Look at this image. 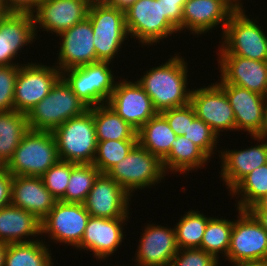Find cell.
<instances>
[{"mask_svg": "<svg viewBox=\"0 0 267 266\" xmlns=\"http://www.w3.org/2000/svg\"><path fill=\"white\" fill-rule=\"evenodd\" d=\"M187 72V62L177 54L163 65L149 69L137 82L151 98L154 109L161 113L190 104L192 90L186 88Z\"/></svg>", "mask_w": 267, "mask_h": 266, "instance_id": "1", "label": "cell"}, {"mask_svg": "<svg viewBox=\"0 0 267 266\" xmlns=\"http://www.w3.org/2000/svg\"><path fill=\"white\" fill-rule=\"evenodd\" d=\"M58 160L53 133L29 129L4 168L12 176L41 177Z\"/></svg>", "mask_w": 267, "mask_h": 266, "instance_id": "2", "label": "cell"}, {"mask_svg": "<svg viewBox=\"0 0 267 266\" xmlns=\"http://www.w3.org/2000/svg\"><path fill=\"white\" fill-rule=\"evenodd\" d=\"M88 107L61 77L50 93L27 114L29 128L53 132L70 118L82 115Z\"/></svg>", "mask_w": 267, "mask_h": 266, "instance_id": "3", "label": "cell"}, {"mask_svg": "<svg viewBox=\"0 0 267 266\" xmlns=\"http://www.w3.org/2000/svg\"><path fill=\"white\" fill-rule=\"evenodd\" d=\"M59 160L76 164H92L97 149L93 113L88 109L82 115L70 118L53 132Z\"/></svg>", "mask_w": 267, "mask_h": 266, "instance_id": "4", "label": "cell"}, {"mask_svg": "<svg viewBox=\"0 0 267 266\" xmlns=\"http://www.w3.org/2000/svg\"><path fill=\"white\" fill-rule=\"evenodd\" d=\"M244 9H237L223 32L220 55H237L247 59L267 61V36L256 21L249 19Z\"/></svg>", "mask_w": 267, "mask_h": 266, "instance_id": "5", "label": "cell"}, {"mask_svg": "<svg viewBox=\"0 0 267 266\" xmlns=\"http://www.w3.org/2000/svg\"><path fill=\"white\" fill-rule=\"evenodd\" d=\"M94 34L97 62H110L127 38L125 11L108 4L90 5L88 15Z\"/></svg>", "mask_w": 267, "mask_h": 266, "instance_id": "6", "label": "cell"}, {"mask_svg": "<svg viewBox=\"0 0 267 266\" xmlns=\"http://www.w3.org/2000/svg\"><path fill=\"white\" fill-rule=\"evenodd\" d=\"M110 62H96L61 72V77L88 107L107 104L116 82ZM68 73V74H67Z\"/></svg>", "mask_w": 267, "mask_h": 266, "instance_id": "7", "label": "cell"}, {"mask_svg": "<svg viewBox=\"0 0 267 266\" xmlns=\"http://www.w3.org/2000/svg\"><path fill=\"white\" fill-rule=\"evenodd\" d=\"M107 174L131 196L133 191L154 186L166 175L162 161L139 143Z\"/></svg>", "mask_w": 267, "mask_h": 266, "instance_id": "8", "label": "cell"}, {"mask_svg": "<svg viewBox=\"0 0 267 266\" xmlns=\"http://www.w3.org/2000/svg\"><path fill=\"white\" fill-rule=\"evenodd\" d=\"M125 21L128 34L144 45L178 32L163 14L162 0H136L125 10Z\"/></svg>", "mask_w": 267, "mask_h": 266, "instance_id": "9", "label": "cell"}, {"mask_svg": "<svg viewBox=\"0 0 267 266\" xmlns=\"http://www.w3.org/2000/svg\"><path fill=\"white\" fill-rule=\"evenodd\" d=\"M238 213L225 259L232 265L267 260V231L248 210L238 209Z\"/></svg>", "mask_w": 267, "mask_h": 266, "instance_id": "10", "label": "cell"}, {"mask_svg": "<svg viewBox=\"0 0 267 266\" xmlns=\"http://www.w3.org/2000/svg\"><path fill=\"white\" fill-rule=\"evenodd\" d=\"M61 78V71L55 67L28 63L19 65L14 89V110L28 114L52 90Z\"/></svg>", "mask_w": 267, "mask_h": 266, "instance_id": "11", "label": "cell"}, {"mask_svg": "<svg viewBox=\"0 0 267 266\" xmlns=\"http://www.w3.org/2000/svg\"><path fill=\"white\" fill-rule=\"evenodd\" d=\"M89 218L90 214L84 204L57 201L41 221V234L48 233L53 241L77 247L84 236Z\"/></svg>", "mask_w": 267, "mask_h": 266, "instance_id": "12", "label": "cell"}, {"mask_svg": "<svg viewBox=\"0 0 267 266\" xmlns=\"http://www.w3.org/2000/svg\"><path fill=\"white\" fill-rule=\"evenodd\" d=\"M235 114L236 130L262 136L266 128L267 97L234 84H218Z\"/></svg>", "mask_w": 267, "mask_h": 266, "instance_id": "13", "label": "cell"}, {"mask_svg": "<svg viewBox=\"0 0 267 266\" xmlns=\"http://www.w3.org/2000/svg\"><path fill=\"white\" fill-rule=\"evenodd\" d=\"M190 105L196 117L203 120L219 136L220 131L236 130L235 114L223 89L217 84L193 89Z\"/></svg>", "mask_w": 267, "mask_h": 266, "instance_id": "14", "label": "cell"}, {"mask_svg": "<svg viewBox=\"0 0 267 266\" xmlns=\"http://www.w3.org/2000/svg\"><path fill=\"white\" fill-rule=\"evenodd\" d=\"M107 105L136 131L158 113L137 81L117 82Z\"/></svg>", "mask_w": 267, "mask_h": 266, "instance_id": "15", "label": "cell"}, {"mask_svg": "<svg viewBox=\"0 0 267 266\" xmlns=\"http://www.w3.org/2000/svg\"><path fill=\"white\" fill-rule=\"evenodd\" d=\"M130 198L107 173H100L83 204L91 217L128 218Z\"/></svg>", "mask_w": 267, "mask_h": 266, "instance_id": "16", "label": "cell"}, {"mask_svg": "<svg viewBox=\"0 0 267 266\" xmlns=\"http://www.w3.org/2000/svg\"><path fill=\"white\" fill-rule=\"evenodd\" d=\"M60 50L58 54V65L61 72L74 67H80L90 63H96V51L93 45L94 34L88 17L63 31Z\"/></svg>", "mask_w": 267, "mask_h": 266, "instance_id": "17", "label": "cell"}, {"mask_svg": "<svg viewBox=\"0 0 267 266\" xmlns=\"http://www.w3.org/2000/svg\"><path fill=\"white\" fill-rule=\"evenodd\" d=\"M219 56L221 81L217 84H234L267 97V61Z\"/></svg>", "mask_w": 267, "mask_h": 266, "instance_id": "18", "label": "cell"}, {"mask_svg": "<svg viewBox=\"0 0 267 266\" xmlns=\"http://www.w3.org/2000/svg\"><path fill=\"white\" fill-rule=\"evenodd\" d=\"M236 10L230 0H187L182 9V30L188 28L198 35L222 24L224 31Z\"/></svg>", "mask_w": 267, "mask_h": 266, "instance_id": "19", "label": "cell"}, {"mask_svg": "<svg viewBox=\"0 0 267 266\" xmlns=\"http://www.w3.org/2000/svg\"><path fill=\"white\" fill-rule=\"evenodd\" d=\"M36 28L33 14L8 13L0 19V66L19 65L12 61L21 48L33 42Z\"/></svg>", "mask_w": 267, "mask_h": 266, "instance_id": "20", "label": "cell"}, {"mask_svg": "<svg viewBox=\"0 0 267 266\" xmlns=\"http://www.w3.org/2000/svg\"><path fill=\"white\" fill-rule=\"evenodd\" d=\"M179 250L175 229L147 225L136 253V266H169Z\"/></svg>", "mask_w": 267, "mask_h": 266, "instance_id": "21", "label": "cell"}, {"mask_svg": "<svg viewBox=\"0 0 267 266\" xmlns=\"http://www.w3.org/2000/svg\"><path fill=\"white\" fill-rule=\"evenodd\" d=\"M89 6L85 0H43L33 13L34 22L59 35L84 20Z\"/></svg>", "mask_w": 267, "mask_h": 266, "instance_id": "22", "label": "cell"}, {"mask_svg": "<svg viewBox=\"0 0 267 266\" xmlns=\"http://www.w3.org/2000/svg\"><path fill=\"white\" fill-rule=\"evenodd\" d=\"M128 218L91 217L87 222L84 236L77 248L93 251L100 260L112 255L123 240V225Z\"/></svg>", "mask_w": 267, "mask_h": 266, "instance_id": "23", "label": "cell"}, {"mask_svg": "<svg viewBox=\"0 0 267 266\" xmlns=\"http://www.w3.org/2000/svg\"><path fill=\"white\" fill-rule=\"evenodd\" d=\"M57 201L44 186L41 177L13 176L11 205L30 212L42 221Z\"/></svg>", "mask_w": 267, "mask_h": 266, "instance_id": "24", "label": "cell"}, {"mask_svg": "<svg viewBox=\"0 0 267 266\" xmlns=\"http://www.w3.org/2000/svg\"><path fill=\"white\" fill-rule=\"evenodd\" d=\"M264 142L248 149L221 152V178L229 191L255 168L267 163V141Z\"/></svg>", "mask_w": 267, "mask_h": 266, "instance_id": "25", "label": "cell"}, {"mask_svg": "<svg viewBox=\"0 0 267 266\" xmlns=\"http://www.w3.org/2000/svg\"><path fill=\"white\" fill-rule=\"evenodd\" d=\"M35 235H41V221L33 214L11 204L0 209L1 242H31L32 240L27 241L26 238Z\"/></svg>", "mask_w": 267, "mask_h": 266, "instance_id": "26", "label": "cell"}, {"mask_svg": "<svg viewBox=\"0 0 267 266\" xmlns=\"http://www.w3.org/2000/svg\"><path fill=\"white\" fill-rule=\"evenodd\" d=\"M138 143L161 161L171 151V143L177 135L166 118L157 113L137 131Z\"/></svg>", "mask_w": 267, "mask_h": 266, "instance_id": "27", "label": "cell"}, {"mask_svg": "<svg viewBox=\"0 0 267 266\" xmlns=\"http://www.w3.org/2000/svg\"><path fill=\"white\" fill-rule=\"evenodd\" d=\"M208 159L209 157L190 139L179 135L171 143V151L162 160V166L165 173L169 168L170 172L173 170L181 174L203 167Z\"/></svg>", "mask_w": 267, "mask_h": 266, "instance_id": "28", "label": "cell"}, {"mask_svg": "<svg viewBox=\"0 0 267 266\" xmlns=\"http://www.w3.org/2000/svg\"><path fill=\"white\" fill-rule=\"evenodd\" d=\"M88 109L93 113L97 141L138 140L137 131L107 104Z\"/></svg>", "mask_w": 267, "mask_h": 266, "instance_id": "29", "label": "cell"}, {"mask_svg": "<svg viewBox=\"0 0 267 266\" xmlns=\"http://www.w3.org/2000/svg\"><path fill=\"white\" fill-rule=\"evenodd\" d=\"M27 114L15 110L0 111V166L4 167L29 131Z\"/></svg>", "mask_w": 267, "mask_h": 266, "instance_id": "30", "label": "cell"}, {"mask_svg": "<svg viewBox=\"0 0 267 266\" xmlns=\"http://www.w3.org/2000/svg\"><path fill=\"white\" fill-rule=\"evenodd\" d=\"M41 240L9 243L4 256V266H52L51 252Z\"/></svg>", "mask_w": 267, "mask_h": 266, "instance_id": "31", "label": "cell"}, {"mask_svg": "<svg viewBox=\"0 0 267 266\" xmlns=\"http://www.w3.org/2000/svg\"><path fill=\"white\" fill-rule=\"evenodd\" d=\"M230 193L241 195L237 209L248 210L255 205L267 195V163L246 175Z\"/></svg>", "mask_w": 267, "mask_h": 266, "instance_id": "32", "label": "cell"}, {"mask_svg": "<svg viewBox=\"0 0 267 266\" xmlns=\"http://www.w3.org/2000/svg\"><path fill=\"white\" fill-rule=\"evenodd\" d=\"M100 173L93 164H76L72 162L71 175L65 195L59 201L83 204Z\"/></svg>", "mask_w": 267, "mask_h": 266, "instance_id": "33", "label": "cell"}, {"mask_svg": "<svg viewBox=\"0 0 267 266\" xmlns=\"http://www.w3.org/2000/svg\"><path fill=\"white\" fill-rule=\"evenodd\" d=\"M210 218L194 210L184 214L174 227L179 249L200 248Z\"/></svg>", "mask_w": 267, "mask_h": 266, "instance_id": "34", "label": "cell"}, {"mask_svg": "<svg viewBox=\"0 0 267 266\" xmlns=\"http://www.w3.org/2000/svg\"><path fill=\"white\" fill-rule=\"evenodd\" d=\"M232 228L233 221L231 220L210 218L199 249L214 255L217 259L218 253H223L226 257L230 247Z\"/></svg>", "mask_w": 267, "mask_h": 266, "instance_id": "35", "label": "cell"}, {"mask_svg": "<svg viewBox=\"0 0 267 266\" xmlns=\"http://www.w3.org/2000/svg\"><path fill=\"white\" fill-rule=\"evenodd\" d=\"M93 165L101 172L107 173L115 164L125 158L138 143V140L97 141Z\"/></svg>", "mask_w": 267, "mask_h": 266, "instance_id": "36", "label": "cell"}, {"mask_svg": "<svg viewBox=\"0 0 267 266\" xmlns=\"http://www.w3.org/2000/svg\"><path fill=\"white\" fill-rule=\"evenodd\" d=\"M72 170V162L58 160L42 176L44 186L59 201L64 195Z\"/></svg>", "mask_w": 267, "mask_h": 266, "instance_id": "37", "label": "cell"}, {"mask_svg": "<svg viewBox=\"0 0 267 266\" xmlns=\"http://www.w3.org/2000/svg\"><path fill=\"white\" fill-rule=\"evenodd\" d=\"M183 136L196 144L209 158L214 154L218 135L200 118L195 117L189 122L187 132Z\"/></svg>", "mask_w": 267, "mask_h": 266, "instance_id": "38", "label": "cell"}, {"mask_svg": "<svg viewBox=\"0 0 267 266\" xmlns=\"http://www.w3.org/2000/svg\"><path fill=\"white\" fill-rule=\"evenodd\" d=\"M19 65L0 66V111L14 110V89Z\"/></svg>", "mask_w": 267, "mask_h": 266, "instance_id": "39", "label": "cell"}, {"mask_svg": "<svg viewBox=\"0 0 267 266\" xmlns=\"http://www.w3.org/2000/svg\"><path fill=\"white\" fill-rule=\"evenodd\" d=\"M218 259L199 248L179 249L169 266H217Z\"/></svg>", "mask_w": 267, "mask_h": 266, "instance_id": "40", "label": "cell"}, {"mask_svg": "<svg viewBox=\"0 0 267 266\" xmlns=\"http://www.w3.org/2000/svg\"><path fill=\"white\" fill-rule=\"evenodd\" d=\"M161 114L166 118L171 129L177 136L184 135L189 127V122H192L196 117L195 111L190 104L164 110Z\"/></svg>", "mask_w": 267, "mask_h": 266, "instance_id": "41", "label": "cell"}, {"mask_svg": "<svg viewBox=\"0 0 267 266\" xmlns=\"http://www.w3.org/2000/svg\"><path fill=\"white\" fill-rule=\"evenodd\" d=\"M186 1L162 0L163 14L178 29L182 30V9Z\"/></svg>", "mask_w": 267, "mask_h": 266, "instance_id": "42", "label": "cell"}, {"mask_svg": "<svg viewBox=\"0 0 267 266\" xmlns=\"http://www.w3.org/2000/svg\"><path fill=\"white\" fill-rule=\"evenodd\" d=\"M43 0H3L9 13L33 14Z\"/></svg>", "mask_w": 267, "mask_h": 266, "instance_id": "43", "label": "cell"}, {"mask_svg": "<svg viewBox=\"0 0 267 266\" xmlns=\"http://www.w3.org/2000/svg\"><path fill=\"white\" fill-rule=\"evenodd\" d=\"M13 176L0 167V209L11 204V185Z\"/></svg>", "mask_w": 267, "mask_h": 266, "instance_id": "44", "label": "cell"}, {"mask_svg": "<svg viewBox=\"0 0 267 266\" xmlns=\"http://www.w3.org/2000/svg\"><path fill=\"white\" fill-rule=\"evenodd\" d=\"M267 231V210H248Z\"/></svg>", "mask_w": 267, "mask_h": 266, "instance_id": "45", "label": "cell"}, {"mask_svg": "<svg viewBox=\"0 0 267 266\" xmlns=\"http://www.w3.org/2000/svg\"><path fill=\"white\" fill-rule=\"evenodd\" d=\"M136 0H108L106 4L114 6L120 10L125 11L129 8Z\"/></svg>", "mask_w": 267, "mask_h": 266, "instance_id": "46", "label": "cell"}, {"mask_svg": "<svg viewBox=\"0 0 267 266\" xmlns=\"http://www.w3.org/2000/svg\"><path fill=\"white\" fill-rule=\"evenodd\" d=\"M248 210H267V195L259 200L255 205H253Z\"/></svg>", "mask_w": 267, "mask_h": 266, "instance_id": "47", "label": "cell"}, {"mask_svg": "<svg viewBox=\"0 0 267 266\" xmlns=\"http://www.w3.org/2000/svg\"><path fill=\"white\" fill-rule=\"evenodd\" d=\"M234 266H267V260L263 261H253V262H243Z\"/></svg>", "mask_w": 267, "mask_h": 266, "instance_id": "48", "label": "cell"}, {"mask_svg": "<svg viewBox=\"0 0 267 266\" xmlns=\"http://www.w3.org/2000/svg\"><path fill=\"white\" fill-rule=\"evenodd\" d=\"M7 244L0 241V266H4V256Z\"/></svg>", "mask_w": 267, "mask_h": 266, "instance_id": "49", "label": "cell"}, {"mask_svg": "<svg viewBox=\"0 0 267 266\" xmlns=\"http://www.w3.org/2000/svg\"><path fill=\"white\" fill-rule=\"evenodd\" d=\"M8 13L3 0H0V18H4Z\"/></svg>", "mask_w": 267, "mask_h": 266, "instance_id": "50", "label": "cell"}, {"mask_svg": "<svg viewBox=\"0 0 267 266\" xmlns=\"http://www.w3.org/2000/svg\"><path fill=\"white\" fill-rule=\"evenodd\" d=\"M255 140L263 141L267 138V117H266V128L264 130V133L262 134V136H252ZM265 138V139H264Z\"/></svg>", "mask_w": 267, "mask_h": 266, "instance_id": "51", "label": "cell"}, {"mask_svg": "<svg viewBox=\"0 0 267 266\" xmlns=\"http://www.w3.org/2000/svg\"><path fill=\"white\" fill-rule=\"evenodd\" d=\"M89 5L106 4L108 0H85Z\"/></svg>", "mask_w": 267, "mask_h": 266, "instance_id": "52", "label": "cell"}, {"mask_svg": "<svg viewBox=\"0 0 267 266\" xmlns=\"http://www.w3.org/2000/svg\"><path fill=\"white\" fill-rule=\"evenodd\" d=\"M239 1V2H238ZM241 0H230V2L237 8V9H243L242 3H240Z\"/></svg>", "mask_w": 267, "mask_h": 266, "instance_id": "53", "label": "cell"}, {"mask_svg": "<svg viewBox=\"0 0 267 266\" xmlns=\"http://www.w3.org/2000/svg\"><path fill=\"white\" fill-rule=\"evenodd\" d=\"M171 1H187V0H171Z\"/></svg>", "mask_w": 267, "mask_h": 266, "instance_id": "54", "label": "cell"}]
</instances>
